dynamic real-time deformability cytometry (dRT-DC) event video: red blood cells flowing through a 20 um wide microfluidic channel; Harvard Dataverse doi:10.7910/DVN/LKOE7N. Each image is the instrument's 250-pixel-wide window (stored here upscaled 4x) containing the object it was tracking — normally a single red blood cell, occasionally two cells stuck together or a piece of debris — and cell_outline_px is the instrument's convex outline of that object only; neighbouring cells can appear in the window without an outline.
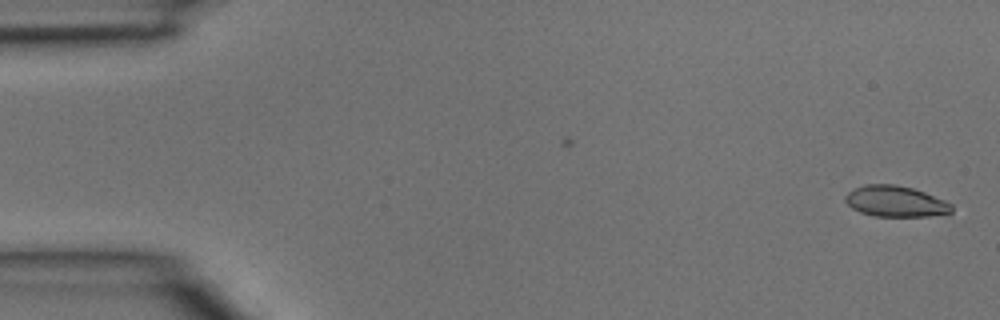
{"species": "common noctule bat (a hibernating species)", "species_latin": "Nyctalus noctula", "temperature_condition": "room temperature", "stored_images_in_passage": 4, "camera_frame_rate_fps": 3000, "um_per_image_px": 0.085, "animal": {"sex": "male", "body_mass_g": 15.6}, "frame": {"image": 1, "passage_image": 1, "time_ms": 0.0, "image_size_px": [1000, 320], "cell_outline_px": [[952, 212], [948, 216], [872, 216], [860, 212], [852, 208], [844, 200], [844, 196], [848, 192], [864, 184], [892, 184], [912, 188], [924, 192], [944, 200], [952, 204]], "centroid_in_image_um": [76.15, 17.13], "position_along_channel_um": 8.9, "area_um2": 19.36}}